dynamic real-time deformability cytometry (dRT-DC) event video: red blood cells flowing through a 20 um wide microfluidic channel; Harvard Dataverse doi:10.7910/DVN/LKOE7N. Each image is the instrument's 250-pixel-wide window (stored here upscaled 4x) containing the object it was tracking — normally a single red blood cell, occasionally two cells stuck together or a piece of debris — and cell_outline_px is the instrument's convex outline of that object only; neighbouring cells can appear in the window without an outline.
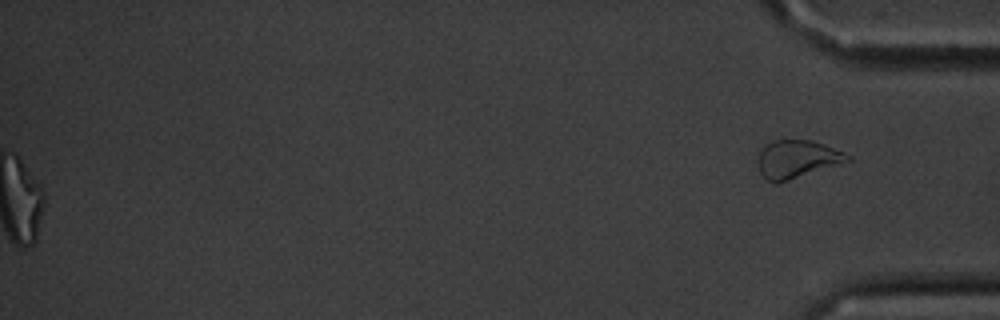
{"species": "common noctule bat (a hibernating species)", "species_latin": "Nyctalus noctula", "temperature_condition": "cold", "stored_images_in_passage": 50, "segment_of_instrument_passage": [2, 2], "camera_frame_rate_fps": 3000, "um_per_image_px": 0.085, "animal": {"sex": "male", "body_mass_g": 20.1, "forearm_length_mm": 53.5}, "frame": {"image": 1, "passage_image": 50, "time_ms": 16.333, "image_size_px": [1000, 320], "cell_outline_px": [[852, 160], [776, 184], [768, 180], [760, 172], [756, 160], [760, 152], [772, 140], [812, 140], [824, 144], [844, 152], [852, 156]], "centroid_in_image_um": [67.76, 13.52], "position_along_channel_um": 367.4, "area_um2": 19.71}}